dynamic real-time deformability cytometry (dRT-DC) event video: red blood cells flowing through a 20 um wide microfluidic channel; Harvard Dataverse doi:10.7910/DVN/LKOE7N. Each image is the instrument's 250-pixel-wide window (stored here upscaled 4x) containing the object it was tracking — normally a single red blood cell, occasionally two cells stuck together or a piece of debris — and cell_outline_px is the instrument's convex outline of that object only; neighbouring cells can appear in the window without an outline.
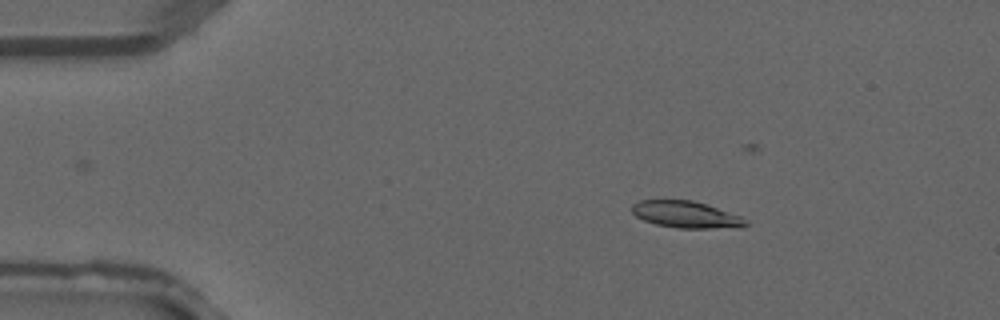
{"species": "common noctule bat (a hibernating species)", "species_latin": "Nyctalus noctula", "temperature_condition": "warm", "stored_images_in_passage": 4, "camera_frame_rate_fps": 3000, "um_per_image_px": 0.085, "animal": {"sex": "male", "forearm_length_mm": 52.5}, "frame": {"image": 1, "passage_image": 2, "time_ms": 0.333, "image_size_px": [1000, 320], "cell_outline_px": [[748, 224], [740, 228], [676, 228], [656, 224], [644, 220], [636, 216], [632, 212], [632, 204], [640, 200], [692, 200], [740, 216], [748, 220]], "centroid_in_image_um": [58.31, 18.25], "position_along_channel_um": 26.7, "area_um2": 17.63}}